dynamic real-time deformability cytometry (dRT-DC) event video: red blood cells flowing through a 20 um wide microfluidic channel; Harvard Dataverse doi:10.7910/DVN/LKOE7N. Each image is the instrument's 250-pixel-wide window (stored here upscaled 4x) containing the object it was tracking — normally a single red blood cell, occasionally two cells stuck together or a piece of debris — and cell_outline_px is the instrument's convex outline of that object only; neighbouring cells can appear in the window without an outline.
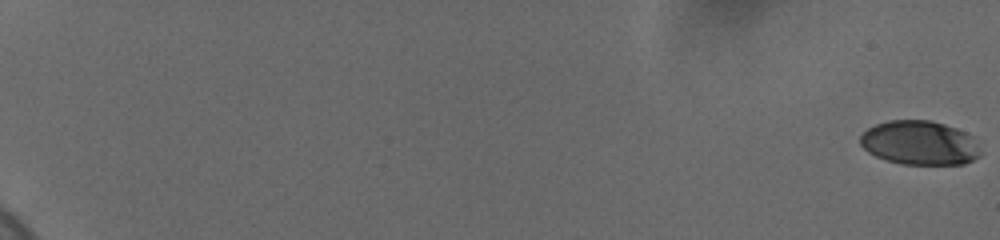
{"species": "human", "species_latin": "Homo sapiens", "temperature_condition": "cold", "stored_images_in_passage": 61, "camera_frame_rate_fps": 3000, "um_per_image_px": 0.085, "donor": {"sex": "female"}, "frame": {"image": 1, "passage_image": 1, "time_ms": 0.0, "image_size_px": [1000, 240], "cell_outline_px": [[980, 156], [964, 164], [900, 164], [876, 156], [868, 152], [860, 144], [860, 136], [868, 128], [876, 124], [888, 120], [928, 120], [944, 124], [956, 128], [976, 136], [980, 148]], "centroid_in_image_um": [78.21, 12.14], "position_along_channel_um": 6.8, "area_um2": 31.15}}
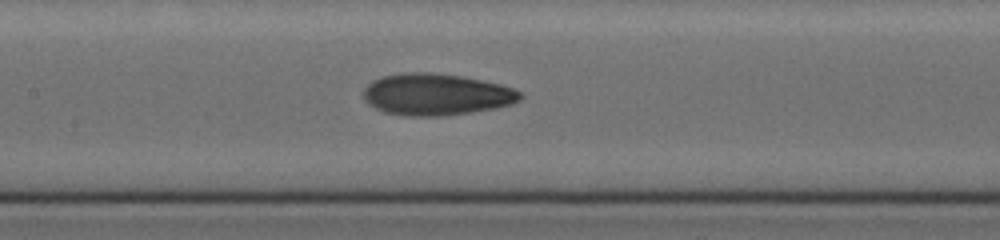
{"frame": {"image": 2, "passage_image": 34, "time_ms": 11.0, "image_size_px": [1000, 240], "cell_outline_px": [[524, 96], [520, 100], [512, 104], [496, 108], [440, 116], [412, 116], [384, 112], [368, 104], [364, 100], [364, 88], [372, 80], [380, 76], [400, 72], [432, 72], [464, 76], [500, 84], [512, 88], [520, 92]], "centroid_in_image_um": [37.07, 8.01], "position_along_channel_um": 170.3, "area_um2": 38.26}}
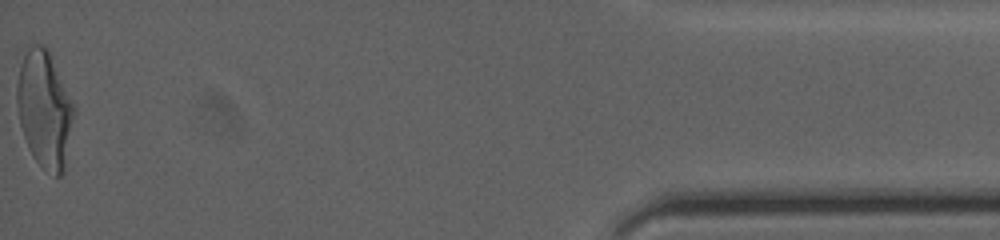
{"frame": {"image": 3, "passage_image": 61, "time_ms": 20.0, "image_size_px": [1000, 240], "cell_outline_px": [[76, 112], [64, 172], [60, 176], [56, 176], [40, 164], [32, 156], [24, 136], [20, 124], [16, 100], [16, 84], [20, 64], [28, 48], [32, 44], [44, 44], [48, 48], [76, 108]], "centroid_in_image_um": [3.81, 9.26], "position_along_channel_um": 431.4, "area_um2": 39.13}, "authors_computed_cell_mechanics": {"area_um2": 35.6048, "velocity_mm_per_s": 3.6834, "shape_relaxation_time_tau1_ms": 5.3241, "shape_relaxation_time_tau2_ms": 1.7719, "deformation_change_tau1": 0.2033, "deformation_change_tau2": 0.0826}}